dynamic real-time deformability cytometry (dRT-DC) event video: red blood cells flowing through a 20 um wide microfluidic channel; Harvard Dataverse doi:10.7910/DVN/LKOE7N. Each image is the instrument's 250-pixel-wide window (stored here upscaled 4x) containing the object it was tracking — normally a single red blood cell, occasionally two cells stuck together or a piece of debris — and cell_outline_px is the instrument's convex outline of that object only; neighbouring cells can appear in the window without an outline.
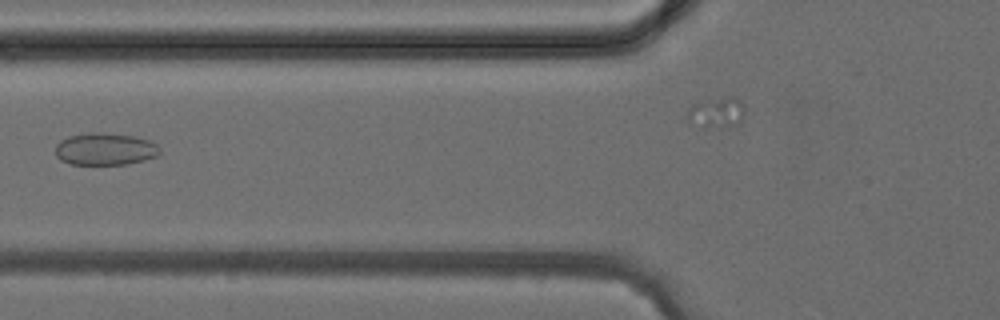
{"species": "common noctule bat (a hibernating species)", "species_latin": "Nyctalus noctula", "temperature_condition": "cold", "stored_images_in_passage": 5, "camera_frame_rate_fps": 3000, "um_per_image_px": 0.085, "animal": {"sex": "female", "body_mass_g": 24.6, "forearm_length_mm": 56.2}, "frame": {"image": 1, "passage_image": 5, "time_ms": 4.667, "image_size_px": [1000, 320], "cell_outline_px": [[160, 152], [156, 156], [144, 160], [128, 164], [72, 164], [60, 160], [56, 156], [56, 144], [60, 140], [68, 136], [88, 132], [100, 132], [132, 136], [152, 140], [160, 148]], "centroid_in_image_um": [8.93, 12.66], "position_along_channel_um": 116.9, "area_um2": 19.71}}